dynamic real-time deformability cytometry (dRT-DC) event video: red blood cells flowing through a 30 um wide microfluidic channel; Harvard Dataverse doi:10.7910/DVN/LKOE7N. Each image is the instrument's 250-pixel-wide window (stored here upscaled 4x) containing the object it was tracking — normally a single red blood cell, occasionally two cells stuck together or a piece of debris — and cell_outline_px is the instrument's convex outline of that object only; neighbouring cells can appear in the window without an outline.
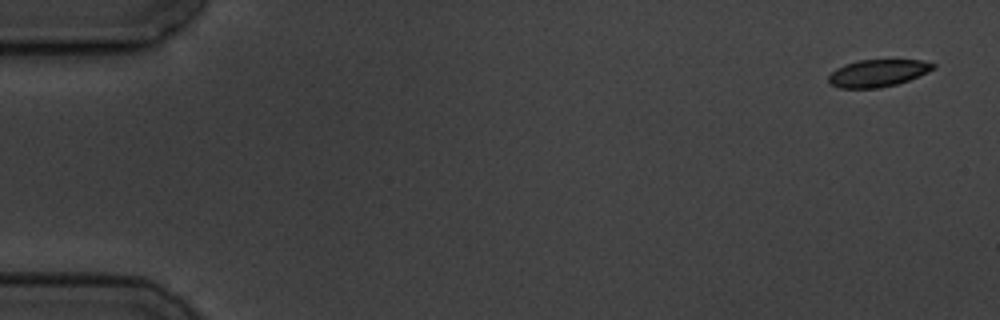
{"species": "common noctule bat (a hibernating species)", "species_latin": "Nyctalus noctula", "temperature_condition": "cold", "stored_images_in_passage": 7, "camera_frame_rate_fps": 3000, "um_per_image_px": 0.085, "animal": {"sex": "male", "body_mass_g": 19.5, "forearm_length_mm": 54.6}, "frame": {"image": 1, "passage_image": 1, "time_ms": 0.0, "image_size_px": [1000, 320], "cell_outline_px": [[936, 68], [908, 80], [896, 84], [880, 88], [840, 88], [832, 84], [828, 80], [828, 76], [836, 68], [844, 64], [860, 60], [920, 60], [936, 64]], "centroid_in_image_um": [74.6, 6.21], "position_along_channel_um": 10.4, "area_um2": 16.47}}
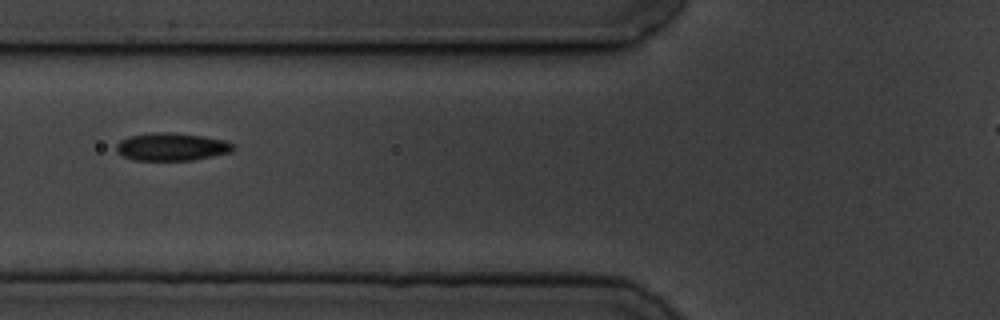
{"frame": {"image": 2, "passage_image": 6, "time_ms": 6.667, "image_size_px": [1000, 320], "cell_outline_px": [[232, 152], [192, 160], [136, 160], [124, 156], [116, 152], [116, 144], [120, 140], [128, 136], [148, 132], [172, 132], [204, 136], [228, 140], [232, 144]], "centroid_in_image_um": [14.57, 12.46], "position_along_channel_um": 111.2, "area_um2": 19.07}}
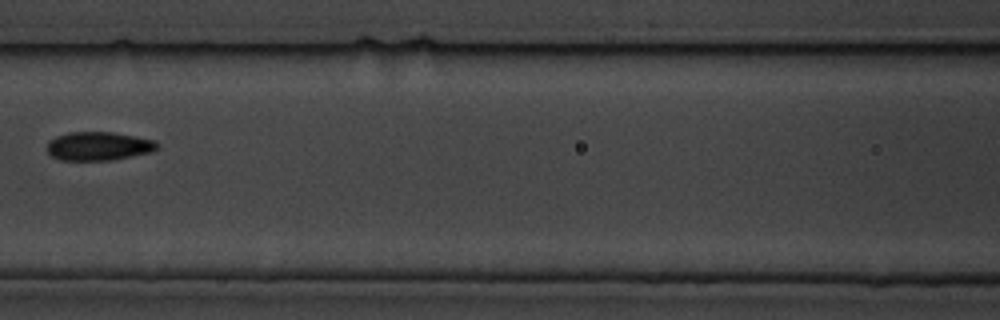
{"frame": {"image": 3, "passage_image": 7, "time_ms": 8.0, "image_size_px": [1000, 320], "cell_outline_px": [[160, 144], [152, 152], [112, 160], [60, 160], [52, 156], [48, 152], [48, 140], [56, 136], [68, 132], [112, 132], [136, 136], [156, 140]], "centroid_in_image_um": [8.39, 12.41], "position_along_channel_um": 158.2, "area_um2": 18.5}}